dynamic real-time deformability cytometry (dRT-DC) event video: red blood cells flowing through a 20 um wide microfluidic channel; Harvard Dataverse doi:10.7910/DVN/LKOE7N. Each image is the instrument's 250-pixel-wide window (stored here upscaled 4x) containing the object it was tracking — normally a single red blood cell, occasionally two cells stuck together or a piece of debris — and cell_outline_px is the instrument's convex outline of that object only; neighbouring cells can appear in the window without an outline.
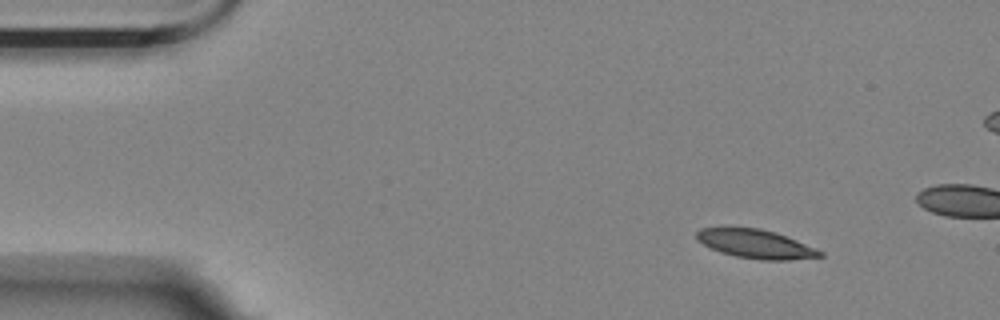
{"species": "Egyptian fruit bat (a non-hibernating species)", "species_latin": "Rousettus aegyptiacus", "temperature_condition": "room temperature", "stored_images_in_passage": 5, "camera_frame_rate_fps": 3000, "um_per_image_px": 0.085, "animal": {"sex": "female"}, "frame": {"image": 1, "passage_image": 1, "time_ms": 0.0, "image_size_px": [1000, 320], "cell_outline_px": [[824, 256], [788, 260], [760, 260], [736, 256], [720, 252], [696, 240], [696, 232], [700, 228], [760, 228], [776, 232], [816, 248], [824, 252]], "centroid_in_image_um": [64.25, 20.74], "position_along_channel_um": 20.7, "area_um2": 20.58}}